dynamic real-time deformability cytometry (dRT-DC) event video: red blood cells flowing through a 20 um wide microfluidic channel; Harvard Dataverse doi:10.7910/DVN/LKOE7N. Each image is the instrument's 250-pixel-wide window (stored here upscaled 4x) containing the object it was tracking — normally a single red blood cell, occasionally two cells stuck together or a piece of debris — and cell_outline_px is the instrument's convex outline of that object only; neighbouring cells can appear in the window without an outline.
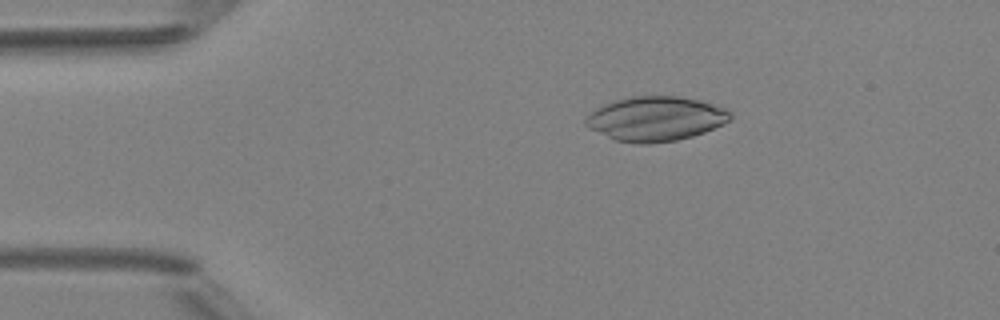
{"species": "Egyptian fruit bat (a non-hibernating species)", "species_latin": "Rousettus aegyptiacus", "temperature_condition": "room temperature", "stored_images_in_passage": 4, "camera_frame_rate_fps": 3000, "um_per_image_px": 0.085, "animal": {"sex": "female"}, "frame": {"image": 1, "passage_image": 2, "time_ms": 1.0, "image_size_px": [1000, 320], "cell_outline_px": [[732, 120], [724, 124], [704, 132], [692, 136], [676, 140], [648, 144], [636, 144], [616, 140], [588, 128], [584, 124], [584, 120], [596, 108], [604, 104], [616, 100], [632, 96], [676, 96], [700, 100], [724, 108], [732, 112]], "centroid_in_image_um": [55.74, 10.1], "position_along_channel_um": 29.3, "area_um2": 37.51}}